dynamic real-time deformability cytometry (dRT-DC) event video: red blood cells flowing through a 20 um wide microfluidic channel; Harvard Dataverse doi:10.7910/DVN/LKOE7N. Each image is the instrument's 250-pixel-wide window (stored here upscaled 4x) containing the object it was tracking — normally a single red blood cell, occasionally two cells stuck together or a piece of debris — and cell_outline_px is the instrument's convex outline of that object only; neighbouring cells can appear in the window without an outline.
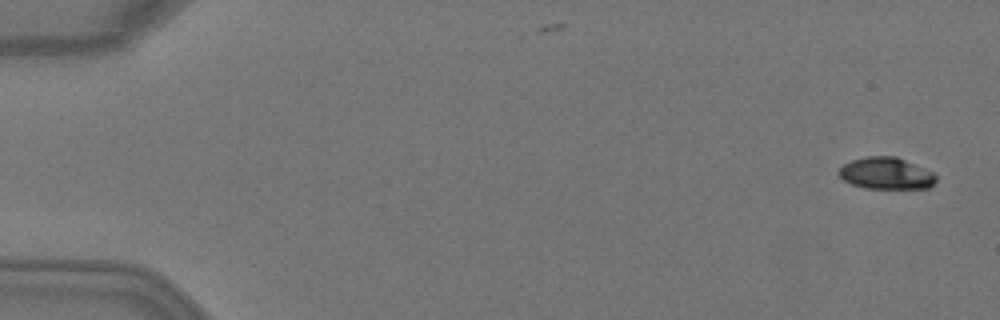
{"species": "Egyptian fruit bat (a non-hibernating species)", "species_latin": "Rousettus aegyptiacus", "temperature_condition": "warm", "stored_images_in_passage": 4, "camera_frame_rate_fps": 3000, "um_per_image_px": 0.085, "animal": {"sex": "female"}, "frame": {"image": 1, "passage_image": 1, "time_ms": 0.0, "image_size_px": [1000, 320], "cell_outline_px": [[936, 180], [928, 188], [864, 188], [852, 184], [844, 180], [836, 172], [844, 164], [852, 160], [864, 156], [896, 156], [924, 168], [932, 172], [936, 176]], "centroid_in_image_um": [75.29, 14.73], "position_along_channel_um": 9.7, "area_um2": 17.92}}